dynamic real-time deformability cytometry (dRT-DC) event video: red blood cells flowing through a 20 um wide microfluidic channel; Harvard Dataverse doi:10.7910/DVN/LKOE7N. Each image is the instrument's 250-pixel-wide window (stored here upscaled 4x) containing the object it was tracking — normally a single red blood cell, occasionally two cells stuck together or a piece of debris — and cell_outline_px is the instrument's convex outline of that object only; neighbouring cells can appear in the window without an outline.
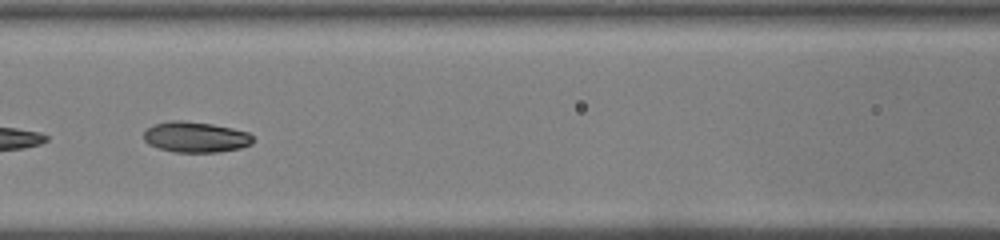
{"species": "common noctule bat (a hibernating species)", "species_latin": "Nyctalus noctula", "temperature_condition": "warm", "stored_images_in_passage": 26, "camera_frame_rate_fps": 3000, "um_per_image_px": 0.085, "animal": {"sex": "male", "body_mass_g": 19.0, "forearm_length_mm": 50.8}, "frame": {"image": 1, "passage_image": 19, "time_ms": 6.0, "image_size_px": [1000, 240], "cell_outline_px": [[252, 144], [240, 148], [220, 152], [176, 152], [160, 148], [148, 144], [144, 140], [144, 132], [152, 124], [168, 120], [180, 120], [212, 124], [232, 128], [248, 132], [252, 136]], "centroid_in_image_um": [16.61, 11.64], "position_along_channel_um": 150.0, "area_um2": 19.54}}